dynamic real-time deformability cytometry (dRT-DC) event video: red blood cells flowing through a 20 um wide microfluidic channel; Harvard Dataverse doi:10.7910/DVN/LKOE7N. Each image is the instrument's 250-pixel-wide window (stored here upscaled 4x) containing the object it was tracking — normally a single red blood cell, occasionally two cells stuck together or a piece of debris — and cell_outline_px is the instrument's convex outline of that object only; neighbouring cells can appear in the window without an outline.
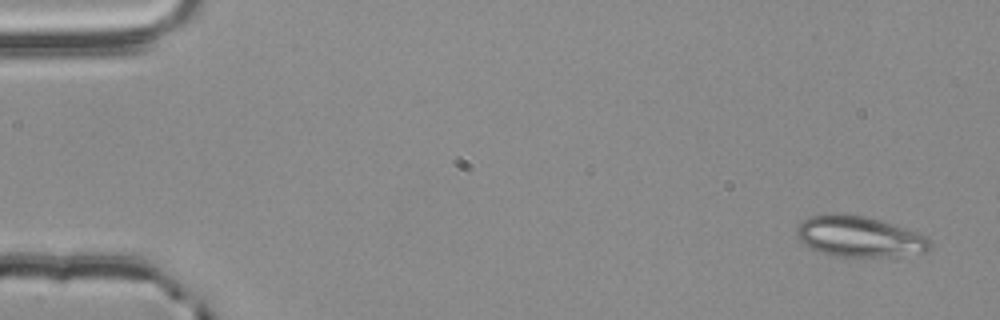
{"species": "common noctule bat (a hibernating species)", "species_latin": "Nyctalus noctula", "temperature_condition": "room temperature", "stored_images_in_passage": 54, "camera_frame_rate_fps": 3000, "um_per_image_px": 0.085, "animal": {"sex": "male", "body_mass_g": 20.4}, "frame": {"image": 1, "passage_image": 1, "time_ms": 0.0, "image_size_px": [1000, 320], "cell_outline_px": [[932, 248], [928, 252], [888, 256], [832, 256], [812, 248], [804, 244], [796, 236], [796, 228], [800, 220], [808, 216], [840, 212], [864, 216], [880, 220], [928, 236], [932, 240]], "centroid_in_image_um": [73.03, 20.09], "position_along_channel_um": 12.0, "area_um2": 31.91}}
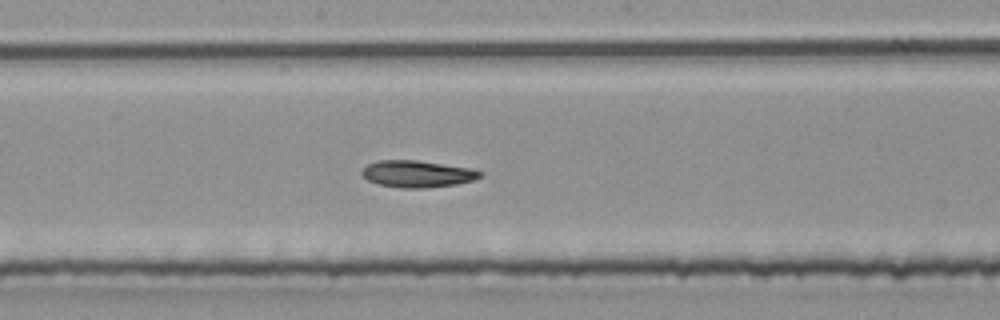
{"frame": {"image": 2, "passage_image": 28, "time_ms": 9.0, "image_size_px": [1000, 320], "cell_outline_px": [[484, 176], [472, 180], [456, 184], [424, 188], [400, 188], [376, 184], [368, 180], [360, 172], [368, 164], [380, 160], [416, 160], [472, 168], [484, 172]], "centroid_in_image_um": [35.49, 14.78], "position_along_channel_um": 212.7, "area_um2": 18.55}}
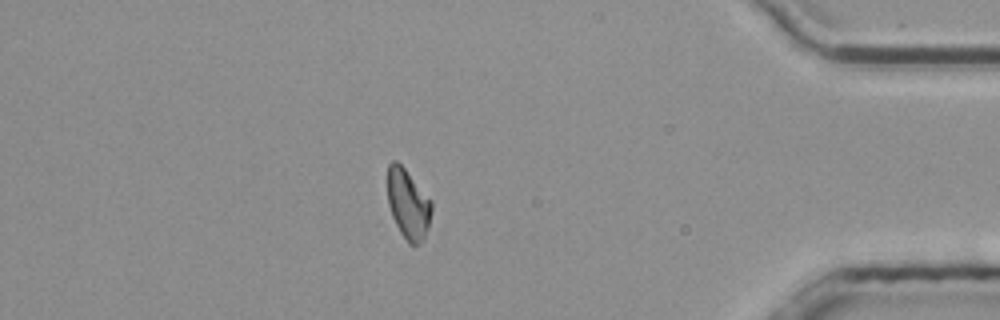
{"frame": {"image": 3, "passage_image": 46, "time_ms": 15.0, "image_size_px": [1000, 320], "cell_outline_px": [[432, 212], [428, 228], [424, 240], [420, 244], [408, 244], [400, 232], [392, 216], [388, 204], [388, 164], [392, 160], [396, 160], [404, 168], [432, 200]], "centroid_in_image_um": [34.7, 17.36], "position_along_channel_um": 400.5, "area_um2": 18.03}, "authors_computed_cell_mechanics": {"area_um2": 18.4093, "velocity_mm_per_s": 3.814, "shape_relaxation_time_tau1_ms": 7.208, "shape_relaxation_time_tau2_ms": 7.8883, "deformation_change_tau1": 0.1611, "deformation_change_tau2": 0.1407}}